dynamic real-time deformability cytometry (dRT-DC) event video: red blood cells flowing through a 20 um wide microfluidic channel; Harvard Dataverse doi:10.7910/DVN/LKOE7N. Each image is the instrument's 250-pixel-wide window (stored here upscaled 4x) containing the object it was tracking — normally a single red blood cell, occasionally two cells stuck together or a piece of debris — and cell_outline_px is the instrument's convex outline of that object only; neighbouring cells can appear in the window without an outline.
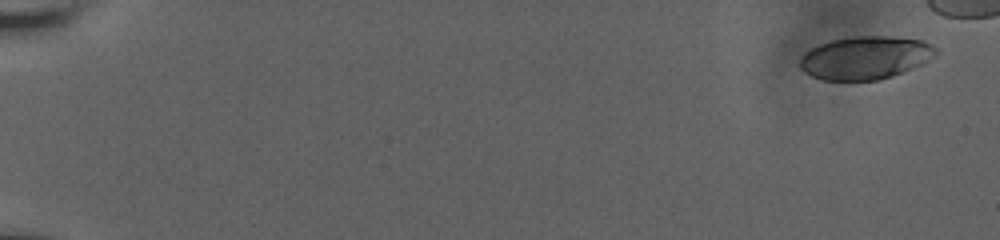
{"species": "human", "species_latin": "Homo sapiens", "temperature_condition": "room temperature", "stored_images_in_passage": 16, "camera_frame_rate_fps": 3000, "um_per_image_px": 0.085, "donor": {"sex": "male"}, "frame": {"image": 1, "passage_image": 1, "time_ms": 0.0, "image_size_px": [1000, 240], "cell_outline_px": [[940, 52], [936, 56], [924, 64], [892, 76], [876, 80], [824, 80], [812, 76], [804, 72], [800, 68], [800, 60], [804, 52], [820, 44], [832, 40], [852, 36], [888, 36], [924, 40], [932, 44]], "centroid_in_image_um": [73.61, 4.9], "position_along_channel_um": 11.4, "area_um2": 34.33}}
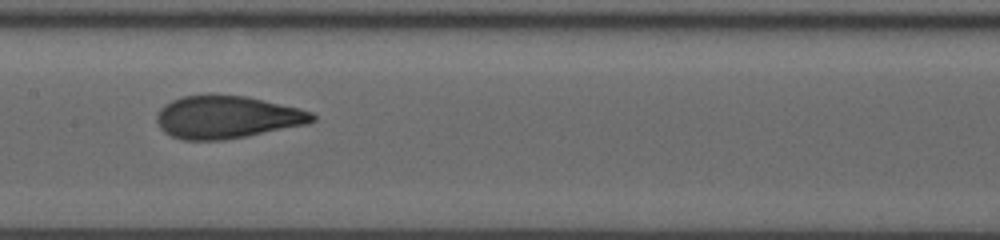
{"frame": {"image": 2, "passage_image": 13, "time_ms": 10.333, "image_size_px": [1000, 240], "cell_outline_px": [[316, 120], [308, 124], [244, 136], [220, 140], [184, 140], [172, 136], [164, 132], [160, 128], [156, 120], [156, 116], [160, 108], [164, 104], [172, 100], [184, 96], [208, 92], [244, 96], [300, 108], [312, 112], [316, 116]], "centroid_in_image_um": [19.26, 9.93], "position_along_channel_um": 188.1, "area_um2": 39.02}}
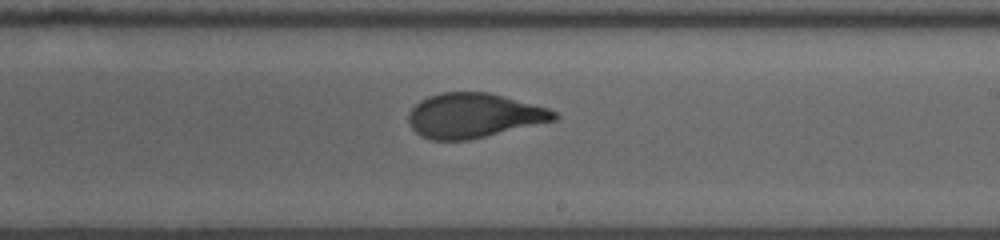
{"frame": {"image": 3, "passage_image": 16, "time_ms": 12.0, "image_size_px": [1000, 240], "cell_outline_px": [[560, 116], [556, 120], [468, 140], [432, 140], [420, 136], [412, 128], [408, 120], [408, 112], [420, 100], [428, 96], [440, 92], [488, 92], [504, 96], [548, 108], [556, 112]], "centroid_in_image_um": [40.25, 9.82], "position_along_channel_um": 248.7, "area_um2": 37.8}}